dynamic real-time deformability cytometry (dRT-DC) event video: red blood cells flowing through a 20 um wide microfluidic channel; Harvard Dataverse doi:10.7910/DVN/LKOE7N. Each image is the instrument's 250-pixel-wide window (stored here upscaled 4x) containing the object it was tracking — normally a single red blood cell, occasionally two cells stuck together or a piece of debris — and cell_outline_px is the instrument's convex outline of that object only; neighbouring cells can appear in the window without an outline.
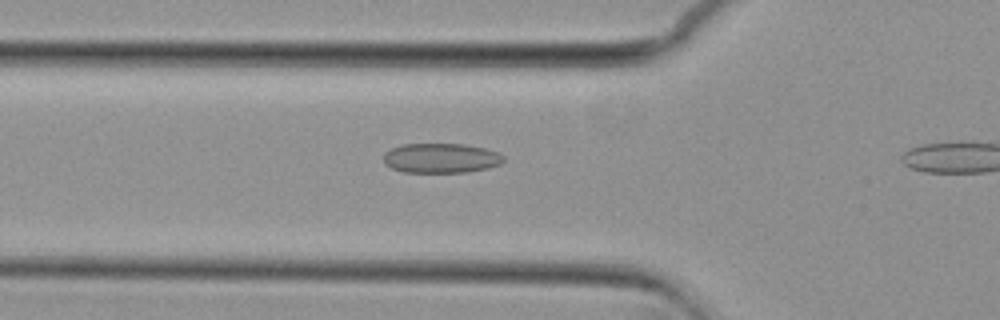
{"species": "common noctule bat (a hibernating species)", "species_latin": "Nyctalus noctula", "temperature_condition": "cold", "stored_images_in_passage": 4, "camera_frame_rate_fps": 3000, "um_per_image_px": 0.085, "animal": {"sex": "female", "body_mass_g": 29.2, "forearm_length_mm": 56.3}, "frame": {"image": 1, "passage_image": 3, "time_ms": 0.667, "image_size_px": [1000, 320], "cell_outline_px": [[504, 160], [500, 164], [488, 168], [468, 172], [404, 172], [392, 168], [384, 164], [384, 152], [400, 144], [464, 144], [484, 148], [496, 152], [504, 156]], "centroid_in_image_um": [37.47, 13.44], "position_along_channel_um": 88.3, "area_um2": 20.81}}